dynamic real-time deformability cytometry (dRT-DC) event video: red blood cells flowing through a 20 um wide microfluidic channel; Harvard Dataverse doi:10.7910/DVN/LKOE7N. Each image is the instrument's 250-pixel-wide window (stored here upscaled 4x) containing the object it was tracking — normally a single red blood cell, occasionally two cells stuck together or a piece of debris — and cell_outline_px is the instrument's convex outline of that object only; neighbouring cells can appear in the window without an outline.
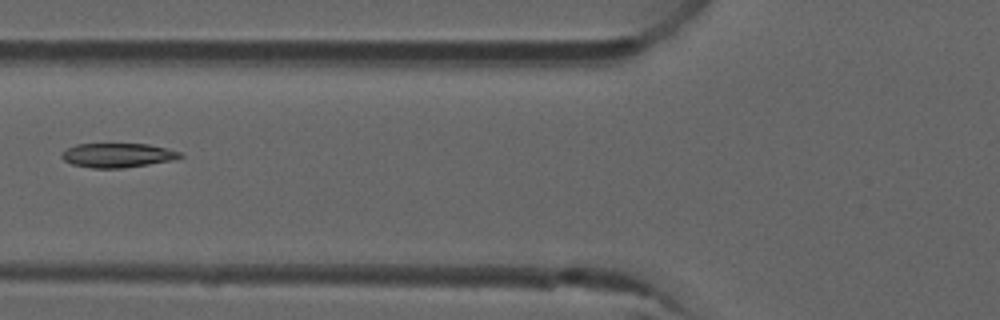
{"species": "common noctule bat (a hibernating species)", "species_latin": "Nyctalus noctula", "temperature_condition": "room temperature", "stored_images_in_passage": 7, "camera_frame_rate_fps": 3000, "um_per_image_px": 0.085, "animal": {"sex": "male", "forearm_length_mm": 52.5}, "frame": {"image": 1, "passage_image": 7, "time_ms": 2.0, "image_size_px": [1000, 320], "cell_outline_px": [[184, 156], [172, 160], [124, 168], [92, 168], [72, 164], [64, 160], [60, 156], [60, 152], [76, 144], [148, 144], [168, 148], [180, 152]], "centroid_in_image_um": [9.98, 13.19], "position_along_channel_um": 115.8, "area_um2": 16.76}}